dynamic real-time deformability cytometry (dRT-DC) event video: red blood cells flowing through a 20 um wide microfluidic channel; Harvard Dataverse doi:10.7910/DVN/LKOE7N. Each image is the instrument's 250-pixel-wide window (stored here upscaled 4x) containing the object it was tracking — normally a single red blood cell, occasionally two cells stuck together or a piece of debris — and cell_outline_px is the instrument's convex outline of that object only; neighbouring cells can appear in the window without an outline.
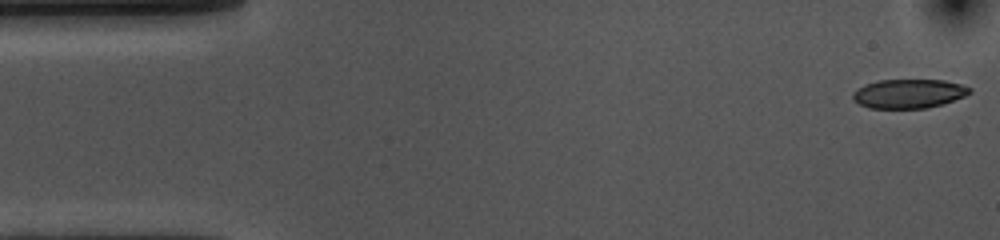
{"species": "common noctule bat (a hibernating species)", "species_latin": "Nyctalus noctula", "temperature_condition": "cold", "stored_images_in_passage": 54, "camera_frame_rate_fps": 3000, "um_per_image_px": 0.085, "animal": {"sex": "female", "body_mass_g": 10.0, "forearm_length_mm": 53.1}, "frame": {"image": 1, "passage_image": 1, "time_ms": 0.0, "image_size_px": [1000, 240], "cell_outline_px": [[972, 92], [964, 96], [928, 108], [868, 108], [852, 100], [852, 92], [864, 84], [880, 80], [944, 80], [960, 84], [972, 88]], "centroid_in_image_um": [77.21, 7.95], "position_along_channel_um": 7.8, "area_um2": 19.77}}
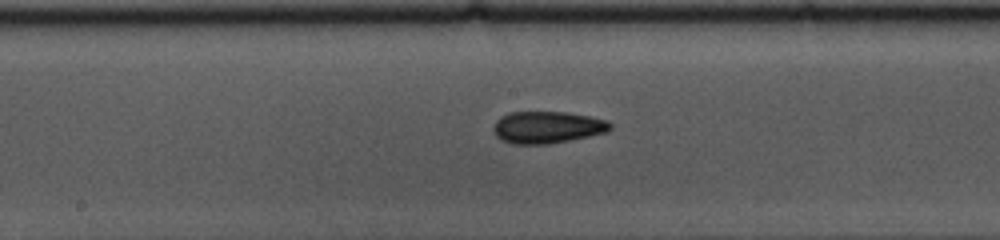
{"frame": {"image": 2, "passage_image": 26, "time_ms": 8.333, "image_size_px": [1000, 240], "cell_outline_px": [[612, 128], [608, 132], [548, 144], [512, 144], [500, 140], [496, 136], [492, 128], [496, 120], [500, 116], [508, 112], [568, 112], [592, 116], [608, 120], [612, 124]], "centroid_in_image_um": [46.51, 10.81], "position_along_channel_um": 201.7, "area_um2": 22.08}}
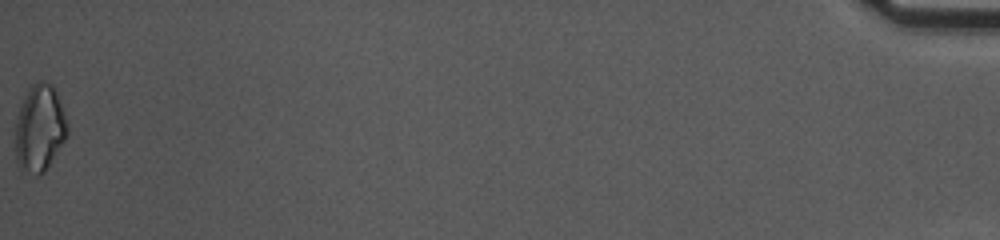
{"frame": {"image": 3, "passage_image": 54, "time_ms": 17.667, "image_size_px": [1000, 240], "cell_outline_px": [[68, 136], [44, 172], [40, 176], [36, 176], [20, 172], [16, 164], [12, 136], [16, 120], [24, 96], [28, 88], [36, 80], [44, 80], [52, 84], [56, 92], [64, 112], [68, 124]], "centroid_in_image_um": [3.31, 10.95], "position_along_channel_um": 431.9, "area_um2": 27.46}, "authors_computed_cell_mechanics": {"area_um2": 21.2415, "velocity_mm_per_s": 3.621, "shape_relaxation_time_tau1_ms": 4.7249, "shape_relaxation_time_tau2_ms": 5.7332, "deformation_change_tau1": 0.1196, "deformation_change_tau2": 0.1263}}